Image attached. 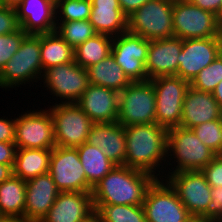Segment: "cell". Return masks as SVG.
I'll return each mask as SVG.
<instances>
[{
	"label": "cell",
	"instance_id": "1",
	"mask_svg": "<svg viewBox=\"0 0 222 222\" xmlns=\"http://www.w3.org/2000/svg\"><path fill=\"white\" fill-rule=\"evenodd\" d=\"M124 131L125 166L147 172L157 179H164L168 129L157 123H149L126 126Z\"/></svg>",
	"mask_w": 222,
	"mask_h": 222
},
{
	"label": "cell",
	"instance_id": "2",
	"mask_svg": "<svg viewBox=\"0 0 222 222\" xmlns=\"http://www.w3.org/2000/svg\"><path fill=\"white\" fill-rule=\"evenodd\" d=\"M153 175L116 165L92 189L93 205H142Z\"/></svg>",
	"mask_w": 222,
	"mask_h": 222
},
{
	"label": "cell",
	"instance_id": "3",
	"mask_svg": "<svg viewBox=\"0 0 222 222\" xmlns=\"http://www.w3.org/2000/svg\"><path fill=\"white\" fill-rule=\"evenodd\" d=\"M215 156L216 154L202 143L192 129L181 126L169 128L164 178L170 173L202 170Z\"/></svg>",
	"mask_w": 222,
	"mask_h": 222
},
{
	"label": "cell",
	"instance_id": "4",
	"mask_svg": "<svg viewBox=\"0 0 222 222\" xmlns=\"http://www.w3.org/2000/svg\"><path fill=\"white\" fill-rule=\"evenodd\" d=\"M40 56V34H28L17 52L0 69V88L8 91L40 83L43 74ZM32 83V84H31ZM22 85V86H21ZM17 86V87H16Z\"/></svg>",
	"mask_w": 222,
	"mask_h": 222
},
{
	"label": "cell",
	"instance_id": "5",
	"mask_svg": "<svg viewBox=\"0 0 222 222\" xmlns=\"http://www.w3.org/2000/svg\"><path fill=\"white\" fill-rule=\"evenodd\" d=\"M174 0H149L127 16V31L149 41L174 36Z\"/></svg>",
	"mask_w": 222,
	"mask_h": 222
},
{
	"label": "cell",
	"instance_id": "6",
	"mask_svg": "<svg viewBox=\"0 0 222 222\" xmlns=\"http://www.w3.org/2000/svg\"><path fill=\"white\" fill-rule=\"evenodd\" d=\"M118 123L126 126L156 123V100L150 80L131 82L119 93Z\"/></svg>",
	"mask_w": 222,
	"mask_h": 222
},
{
	"label": "cell",
	"instance_id": "7",
	"mask_svg": "<svg viewBox=\"0 0 222 222\" xmlns=\"http://www.w3.org/2000/svg\"><path fill=\"white\" fill-rule=\"evenodd\" d=\"M40 82L39 87L46 88L54 104L76 103L90 85L87 70L75 61L44 70Z\"/></svg>",
	"mask_w": 222,
	"mask_h": 222
},
{
	"label": "cell",
	"instance_id": "8",
	"mask_svg": "<svg viewBox=\"0 0 222 222\" xmlns=\"http://www.w3.org/2000/svg\"><path fill=\"white\" fill-rule=\"evenodd\" d=\"M174 36L182 40L209 37H222V28L216 15L195 6L188 0H174Z\"/></svg>",
	"mask_w": 222,
	"mask_h": 222
},
{
	"label": "cell",
	"instance_id": "9",
	"mask_svg": "<svg viewBox=\"0 0 222 222\" xmlns=\"http://www.w3.org/2000/svg\"><path fill=\"white\" fill-rule=\"evenodd\" d=\"M40 110H39V109ZM15 117V145L17 148L53 149L54 122L50 110L38 107Z\"/></svg>",
	"mask_w": 222,
	"mask_h": 222
},
{
	"label": "cell",
	"instance_id": "10",
	"mask_svg": "<svg viewBox=\"0 0 222 222\" xmlns=\"http://www.w3.org/2000/svg\"><path fill=\"white\" fill-rule=\"evenodd\" d=\"M47 108L54 122L56 146L76 148L87 141L94 122L76 103H58Z\"/></svg>",
	"mask_w": 222,
	"mask_h": 222
},
{
	"label": "cell",
	"instance_id": "11",
	"mask_svg": "<svg viewBox=\"0 0 222 222\" xmlns=\"http://www.w3.org/2000/svg\"><path fill=\"white\" fill-rule=\"evenodd\" d=\"M156 100V123L167 129L180 126L183 100L190 82L177 76H159L150 80Z\"/></svg>",
	"mask_w": 222,
	"mask_h": 222
},
{
	"label": "cell",
	"instance_id": "12",
	"mask_svg": "<svg viewBox=\"0 0 222 222\" xmlns=\"http://www.w3.org/2000/svg\"><path fill=\"white\" fill-rule=\"evenodd\" d=\"M147 222H187L191 217L176 191L165 179H156L143 201Z\"/></svg>",
	"mask_w": 222,
	"mask_h": 222
},
{
	"label": "cell",
	"instance_id": "13",
	"mask_svg": "<svg viewBox=\"0 0 222 222\" xmlns=\"http://www.w3.org/2000/svg\"><path fill=\"white\" fill-rule=\"evenodd\" d=\"M49 173L60 192H92L77 148L55 146L50 156Z\"/></svg>",
	"mask_w": 222,
	"mask_h": 222
},
{
	"label": "cell",
	"instance_id": "14",
	"mask_svg": "<svg viewBox=\"0 0 222 222\" xmlns=\"http://www.w3.org/2000/svg\"><path fill=\"white\" fill-rule=\"evenodd\" d=\"M191 216H201L211 201V186L201 170L170 173L164 178Z\"/></svg>",
	"mask_w": 222,
	"mask_h": 222
},
{
	"label": "cell",
	"instance_id": "15",
	"mask_svg": "<svg viewBox=\"0 0 222 222\" xmlns=\"http://www.w3.org/2000/svg\"><path fill=\"white\" fill-rule=\"evenodd\" d=\"M149 40L130 32L113 37L111 54L126 76L134 81H147L145 63Z\"/></svg>",
	"mask_w": 222,
	"mask_h": 222
},
{
	"label": "cell",
	"instance_id": "16",
	"mask_svg": "<svg viewBox=\"0 0 222 222\" xmlns=\"http://www.w3.org/2000/svg\"><path fill=\"white\" fill-rule=\"evenodd\" d=\"M222 52V37L182 40L176 76L189 82Z\"/></svg>",
	"mask_w": 222,
	"mask_h": 222
},
{
	"label": "cell",
	"instance_id": "17",
	"mask_svg": "<svg viewBox=\"0 0 222 222\" xmlns=\"http://www.w3.org/2000/svg\"><path fill=\"white\" fill-rule=\"evenodd\" d=\"M76 104L94 122H117L119 93L112 89L90 84Z\"/></svg>",
	"mask_w": 222,
	"mask_h": 222
},
{
	"label": "cell",
	"instance_id": "18",
	"mask_svg": "<svg viewBox=\"0 0 222 222\" xmlns=\"http://www.w3.org/2000/svg\"><path fill=\"white\" fill-rule=\"evenodd\" d=\"M59 193L49 172L27 180L24 220L40 222L54 204Z\"/></svg>",
	"mask_w": 222,
	"mask_h": 222
},
{
	"label": "cell",
	"instance_id": "19",
	"mask_svg": "<svg viewBox=\"0 0 222 222\" xmlns=\"http://www.w3.org/2000/svg\"><path fill=\"white\" fill-rule=\"evenodd\" d=\"M182 50V39L169 37L149 41L145 63L148 80L159 76H176L178 56Z\"/></svg>",
	"mask_w": 222,
	"mask_h": 222
},
{
	"label": "cell",
	"instance_id": "20",
	"mask_svg": "<svg viewBox=\"0 0 222 222\" xmlns=\"http://www.w3.org/2000/svg\"><path fill=\"white\" fill-rule=\"evenodd\" d=\"M94 211L91 192H60L40 222H81Z\"/></svg>",
	"mask_w": 222,
	"mask_h": 222
},
{
	"label": "cell",
	"instance_id": "21",
	"mask_svg": "<svg viewBox=\"0 0 222 222\" xmlns=\"http://www.w3.org/2000/svg\"><path fill=\"white\" fill-rule=\"evenodd\" d=\"M16 11L25 33L37 35L55 31L56 8L53 0H23Z\"/></svg>",
	"mask_w": 222,
	"mask_h": 222
},
{
	"label": "cell",
	"instance_id": "22",
	"mask_svg": "<svg viewBox=\"0 0 222 222\" xmlns=\"http://www.w3.org/2000/svg\"><path fill=\"white\" fill-rule=\"evenodd\" d=\"M86 143L99 147L116 165H125L126 134L124 126L118 122L94 123Z\"/></svg>",
	"mask_w": 222,
	"mask_h": 222
},
{
	"label": "cell",
	"instance_id": "23",
	"mask_svg": "<svg viewBox=\"0 0 222 222\" xmlns=\"http://www.w3.org/2000/svg\"><path fill=\"white\" fill-rule=\"evenodd\" d=\"M221 112L222 108L212 93L189 86L183 100L180 126L191 129L199 124L220 119Z\"/></svg>",
	"mask_w": 222,
	"mask_h": 222
},
{
	"label": "cell",
	"instance_id": "24",
	"mask_svg": "<svg viewBox=\"0 0 222 222\" xmlns=\"http://www.w3.org/2000/svg\"><path fill=\"white\" fill-rule=\"evenodd\" d=\"M89 21L97 34L116 37L127 32V16L118 0H91Z\"/></svg>",
	"mask_w": 222,
	"mask_h": 222
},
{
	"label": "cell",
	"instance_id": "25",
	"mask_svg": "<svg viewBox=\"0 0 222 222\" xmlns=\"http://www.w3.org/2000/svg\"><path fill=\"white\" fill-rule=\"evenodd\" d=\"M86 70L90 84L106 87L118 93L132 82L114 60L112 54L86 68Z\"/></svg>",
	"mask_w": 222,
	"mask_h": 222
},
{
	"label": "cell",
	"instance_id": "26",
	"mask_svg": "<svg viewBox=\"0 0 222 222\" xmlns=\"http://www.w3.org/2000/svg\"><path fill=\"white\" fill-rule=\"evenodd\" d=\"M52 149L17 148L13 175L29 180L49 172Z\"/></svg>",
	"mask_w": 222,
	"mask_h": 222
},
{
	"label": "cell",
	"instance_id": "27",
	"mask_svg": "<svg viewBox=\"0 0 222 222\" xmlns=\"http://www.w3.org/2000/svg\"><path fill=\"white\" fill-rule=\"evenodd\" d=\"M40 56L43 71L74 61V49L56 31L40 34Z\"/></svg>",
	"mask_w": 222,
	"mask_h": 222
},
{
	"label": "cell",
	"instance_id": "28",
	"mask_svg": "<svg viewBox=\"0 0 222 222\" xmlns=\"http://www.w3.org/2000/svg\"><path fill=\"white\" fill-rule=\"evenodd\" d=\"M26 181L11 175L0 184V214L24 219Z\"/></svg>",
	"mask_w": 222,
	"mask_h": 222
},
{
	"label": "cell",
	"instance_id": "29",
	"mask_svg": "<svg viewBox=\"0 0 222 222\" xmlns=\"http://www.w3.org/2000/svg\"><path fill=\"white\" fill-rule=\"evenodd\" d=\"M76 148L87 182L92 188L116 166L99 147L91 146L85 142Z\"/></svg>",
	"mask_w": 222,
	"mask_h": 222
},
{
	"label": "cell",
	"instance_id": "30",
	"mask_svg": "<svg viewBox=\"0 0 222 222\" xmlns=\"http://www.w3.org/2000/svg\"><path fill=\"white\" fill-rule=\"evenodd\" d=\"M113 37L96 34L74 49V61L85 69L111 54Z\"/></svg>",
	"mask_w": 222,
	"mask_h": 222
},
{
	"label": "cell",
	"instance_id": "31",
	"mask_svg": "<svg viewBox=\"0 0 222 222\" xmlns=\"http://www.w3.org/2000/svg\"><path fill=\"white\" fill-rule=\"evenodd\" d=\"M102 222H147L142 205H94Z\"/></svg>",
	"mask_w": 222,
	"mask_h": 222
},
{
	"label": "cell",
	"instance_id": "32",
	"mask_svg": "<svg viewBox=\"0 0 222 222\" xmlns=\"http://www.w3.org/2000/svg\"><path fill=\"white\" fill-rule=\"evenodd\" d=\"M55 31L73 49L97 34L89 20L56 22Z\"/></svg>",
	"mask_w": 222,
	"mask_h": 222
},
{
	"label": "cell",
	"instance_id": "33",
	"mask_svg": "<svg viewBox=\"0 0 222 222\" xmlns=\"http://www.w3.org/2000/svg\"><path fill=\"white\" fill-rule=\"evenodd\" d=\"M56 22L89 20L91 0H58L55 3Z\"/></svg>",
	"mask_w": 222,
	"mask_h": 222
},
{
	"label": "cell",
	"instance_id": "34",
	"mask_svg": "<svg viewBox=\"0 0 222 222\" xmlns=\"http://www.w3.org/2000/svg\"><path fill=\"white\" fill-rule=\"evenodd\" d=\"M220 81H222V52L192 79L190 86L196 90L212 93Z\"/></svg>",
	"mask_w": 222,
	"mask_h": 222
},
{
	"label": "cell",
	"instance_id": "35",
	"mask_svg": "<svg viewBox=\"0 0 222 222\" xmlns=\"http://www.w3.org/2000/svg\"><path fill=\"white\" fill-rule=\"evenodd\" d=\"M204 145L216 155H222V122L211 120L191 128Z\"/></svg>",
	"mask_w": 222,
	"mask_h": 222
},
{
	"label": "cell",
	"instance_id": "36",
	"mask_svg": "<svg viewBox=\"0 0 222 222\" xmlns=\"http://www.w3.org/2000/svg\"><path fill=\"white\" fill-rule=\"evenodd\" d=\"M27 35L21 28L11 34L4 35L3 52H1L2 66L17 52Z\"/></svg>",
	"mask_w": 222,
	"mask_h": 222
},
{
	"label": "cell",
	"instance_id": "37",
	"mask_svg": "<svg viewBox=\"0 0 222 222\" xmlns=\"http://www.w3.org/2000/svg\"><path fill=\"white\" fill-rule=\"evenodd\" d=\"M20 28L16 9L0 6V35L11 34Z\"/></svg>",
	"mask_w": 222,
	"mask_h": 222
},
{
	"label": "cell",
	"instance_id": "38",
	"mask_svg": "<svg viewBox=\"0 0 222 222\" xmlns=\"http://www.w3.org/2000/svg\"><path fill=\"white\" fill-rule=\"evenodd\" d=\"M201 172L211 187L222 186V155H216L213 160L205 166Z\"/></svg>",
	"mask_w": 222,
	"mask_h": 222
},
{
	"label": "cell",
	"instance_id": "39",
	"mask_svg": "<svg viewBox=\"0 0 222 222\" xmlns=\"http://www.w3.org/2000/svg\"><path fill=\"white\" fill-rule=\"evenodd\" d=\"M211 198L205 212L201 216L212 221L222 219V186L211 188Z\"/></svg>",
	"mask_w": 222,
	"mask_h": 222
},
{
	"label": "cell",
	"instance_id": "40",
	"mask_svg": "<svg viewBox=\"0 0 222 222\" xmlns=\"http://www.w3.org/2000/svg\"><path fill=\"white\" fill-rule=\"evenodd\" d=\"M3 117V118H2ZM0 117V142H15V117Z\"/></svg>",
	"mask_w": 222,
	"mask_h": 222
},
{
	"label": "cell",
	"instance_id": "41",
	"mask_svg": "<svg viewBox=\"0 0 222 222\" xmlns=\"http://www.w3.org/2000/svg\"><path fill=\"white\" fill-rule=\"evenodd\" d=\"M17 147L15 143L0 142V164L14 166Z\"/></svg>",
	"mask_w": 222,
	"mask_h": 222
},
{
	"label": "cell",
	"instance_id": "42",
	"mask_svg": "<svg viewBox=\"0 0 222 222\" xmlns=\"http://www.w3.org/2000/svg\"><path fill=\"white\" fill-rule=\"evenodd\" d=\"M195 6H198L199 8L203 10L210 11L214 13L215 15L217 14L222 0H188Z\"/></svg>",
	"mask_w": 222,
	"mask_h": 222
},
{
	"label": "cell",
	"instance_id": "43",
	"mask_svg": "<svg viewBox=\"0 0 222 222\" xmlns=\"http://www.w3.org/2000/svg\"><path fill=\"white\" fill-rule=\"evenodd\" d=\"M149 0H118L122 12L129 16L133 11L139 9Z\"/></svg>",
	"mask_w": 222,
	"mask_h": 222
},
{
	"label": "cell",
	"instance_id": "44",
	"mask_svg": "<svg viewBox=\"0 0 222 222\" xmlns=\"http://www.w3.org/2000/svg\"><path fill=\"white\" fill-rule=\"evenodd\" d=\"M13 174V169L9 165L0 164V184Z\"/></svg>",
	"mask_w": 222,
	"mask_h": 222
},
{
	"label": "cell",
	"instance_id": "45",
	"mask_svg": "<svg viewBox=\"0 0 222 222\" xmlns=\"http://www.w3.org/2000/svg\"><path fill=\"white\" fill-rule=\"evenodd\" d=\"M212 94L219 106L222 108V81L219 82Z\"/></svg>",
	"mask_w": 222,
	"mask_h": 222
},
{
	"label": "cell",
	"instance_id": "46",
	"mask_svg": "<svg viewBox=\"0 0 222 222\" xmlns=\"http://www.w3.org/2000/svg\"><path fill=\"white\" fill-rule=\"evenodd\" d=\"M23 0H0V6L16 9Z\"/></svg>",
	"mask_w": 222,
	"mask_h": 222
},
{
	"label": "cell",
	"instance_id": "47",
	"mask_svg": "<svg viewBox=\"0 0 222 222\" xmlns=\"http://www.w3.org/2000/svg\"><path fill=\"white\" fill-rule=\"evenodd\" d=\"M0 222H27V221L15 216H1Z\"/></svg>",
	"mask_w": 222,
	"mask_h": 222
},
{
	"label": "cell",
	"instance_id": "48",
	"mask_svg": "<svg viewBox=\"0 0 222 222\" xmlns=\"http://www.w3.org/2000/svg\"><path fill=\"white\" fill-rule=\"evenodd\" d=\"M81 222H102L99 214L94 211L91 215H89L86 219Z\"/></svg>",
	"mask_w": 222,
	"mask_h": 222
},
{
	"label": "cell",
	"instance_id": "49",
	"mask_svg": "<svg viewBox=\"0 0 222 222\" xmlns=\"http://www.w3.org/2000/svg\"><path fill=\"white\" fill-rule=\"evenodd\" d=\"M187 222H214L208 218L202 216H191Z\"/></svg>",
	"mask_w": 222,
	"mask_h": 222
},
{
	"label": "cell",
	"instance_id": "50",
	"mask_svg": "<svg viewBox=\"0 0 222 222\" xmlns=\"http://www.w3.org/2000/svg\"><path fill=\"white\" fill-rule=\"evenodd\" d=\"M216 19H217V23L218 25L222 28V3L221 6L216 14Z\"/></svg>",
	"mask_w": 222,
	"mask_h": 222
},
{
	"label": "cell",
	"instance_id": "51",
	"mask_svg": "<svg viewBox=\"0 0 222 222\" xmlns=\"http://www.w3.org/2000/svg\"><path fill=\"white\" fill-rule=\"evenodd\" d=\"M3 42H4V35H0V69L2 68L1 52H3Z\"/></svg>",
	"mask_w": 222,
	"mask_h": 222
},
{
	"label": "cell",
	"instance_id": "52",
	"mask_svg": "<svg viewBox=\"0 0 222 222\" xmlns=\"http://www.w3.org/2000/svg\"><path fill=\"white\" fill-rule=\"evenodd\" d=\"M214 222H222V219L216 220V221H214Z\"/></svg>",
	"mask_w": 222,
	"mask_h": 222
}]
</instances>
